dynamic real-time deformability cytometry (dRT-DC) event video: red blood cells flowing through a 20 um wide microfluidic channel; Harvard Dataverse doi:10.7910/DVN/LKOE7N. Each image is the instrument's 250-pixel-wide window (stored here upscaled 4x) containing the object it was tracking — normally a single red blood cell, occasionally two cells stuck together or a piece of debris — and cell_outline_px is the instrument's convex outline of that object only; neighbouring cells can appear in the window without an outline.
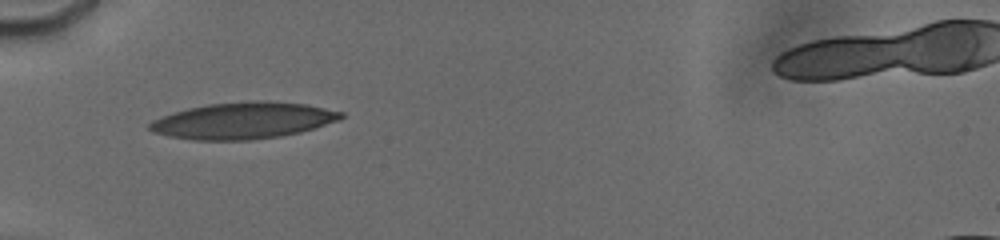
{"species": "human", "species_latin": "Homo sapiens", "temperature_condition": "cold", "stored_images_in_passage": 34, "camera_frame_rate_fps": 3000, "um_per_image_px": 0.085, "donor": {"sex": "male"}, "frame": {"image": 1, "passage_image": 1, "time_ms": 0.0, "image_size_px": [1000, 240], "cell_outline_px": [[344, 116], [340, 120], [300, 132], [280, 136], [252, 140], [192, 140], [168, 136], [152, 132], [148, 128], [148, 124], [152, 120], [188, 108], [208, 104], [260, 100], [264, 100], [308, 104], [344, 112]], "centroid_in_image_um": [20.69, 10.25], "position_along_channel_um": 64.3, "area_um2": 40.75}}
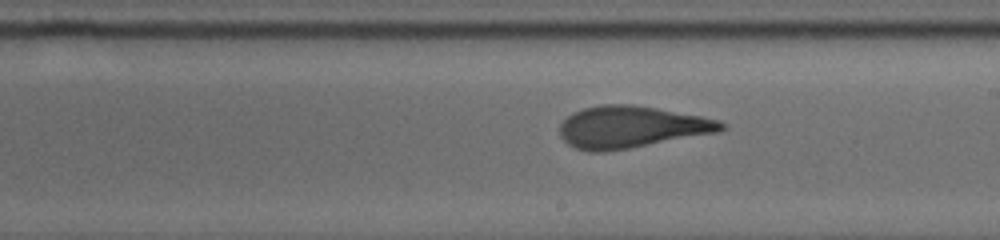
{"frame": {"image": 2, "passage_image": 19, "time_ms": 4.667, "image_size_px": [1000, 240], "cell_outline_px": [[728, 124], [724, 128], [716, 132], [628, 148], [604, 152], [588, 152], [576, 148], [568, 144], [560, 136], [560, 124], [572, 112], [584, 108], [600, 104], [632, 104], [656, 108], [700, 116], [720, 120]], "centroid_in_image_um": [53.61, 10.79], "position_along_channel_um": 235.4, "area_um2": 39.13}}
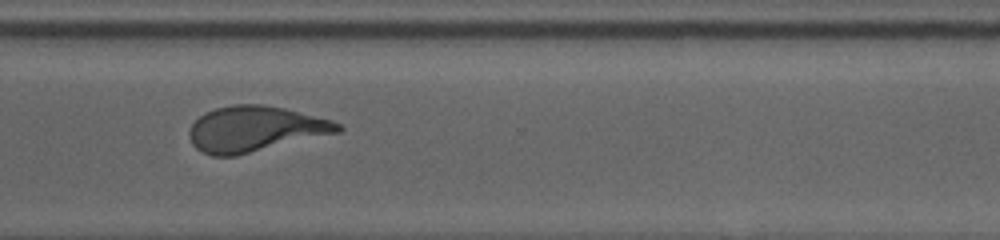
{"frame": {"image": 3, "passage_image": 33, "time_ms": 7.667, "image_size_px": [1000, 240], "cell_outline_px": [[344, 128], [340, 132], [236, 156], [212, 156], [196, 148], [192, 144], [188, 136], [188, 132], [192, 124], [204, 112], [216, 108], [232, 104], [260, 104], [284, 108], [332, 120], [340, 124]], "centroid_in_image_um": [21.67, 10.96], "position_along_channel_um": 348.9, "area_um2": 39.48}}